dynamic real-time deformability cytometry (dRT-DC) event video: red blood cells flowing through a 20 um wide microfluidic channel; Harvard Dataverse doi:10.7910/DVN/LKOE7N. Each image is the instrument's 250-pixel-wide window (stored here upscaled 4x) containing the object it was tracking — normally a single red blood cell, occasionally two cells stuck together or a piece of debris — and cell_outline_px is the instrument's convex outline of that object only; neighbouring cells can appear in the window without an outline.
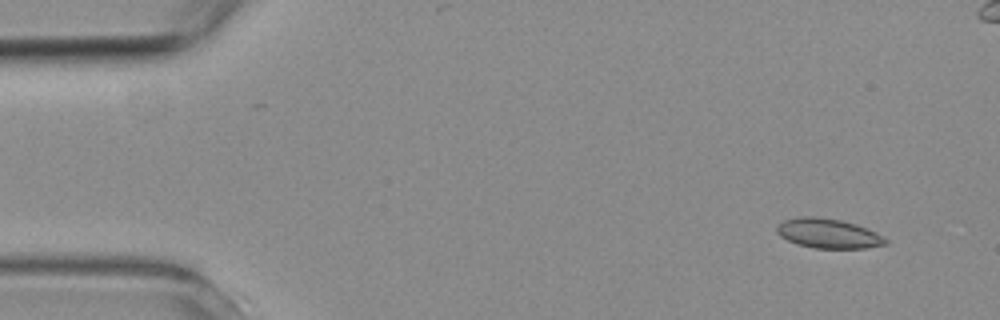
{"species": "common noctule bat (a hibernating species)", "species_latin": "Nyctalus noctula", "temperature_condition": "room temperature", "stored_images_in_passage": 7, "camera_frame_rate_fps": 3000, "um_per_image_px": 0.085, "animal": {"sex": "female", "body_mass_g": 19.3, "forearm_length_mm": 54.1}, "frame": {"image": 1, "passage_image": 1, "time_ms": 0.0, "image_size_px": [1000, 320], "cell_outline_px": [[888, 244], [864, 248], [816, 248], [796, 244], [780, 236], [776, 232], [776, 224], [784, 220], [800, 216], [816, 216], [840, 220], [856, 224], [876, 232], [888, 240]], "centroid_in_image_um": [70.38, 19.83], "position_along_channel_um": 14.6, "area_um2": 18.84}}
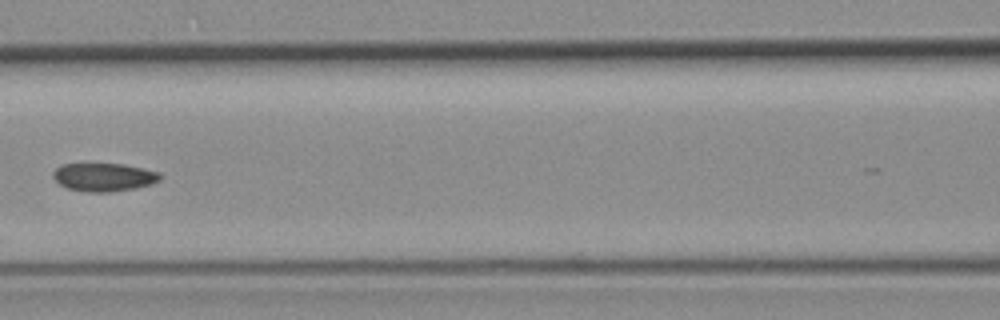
{"frame": {"image": 2, "passage_image": 6, "time_ms": 6.667, "image_size_px": [1000, 320], "cell_outline_px": [[164, 176], [160, 180], [152, 184], [136, 188], [112, 192], [88, 192], [68, 188], [60, 184], [52, 176], [52, 172], [60, 164], [124, 164], [144, 168], [160, 172]], "centroid_in_image_um": [8.88, 15.05], "position_along_channel_um": 157.7, "area_um2": 17.8}}
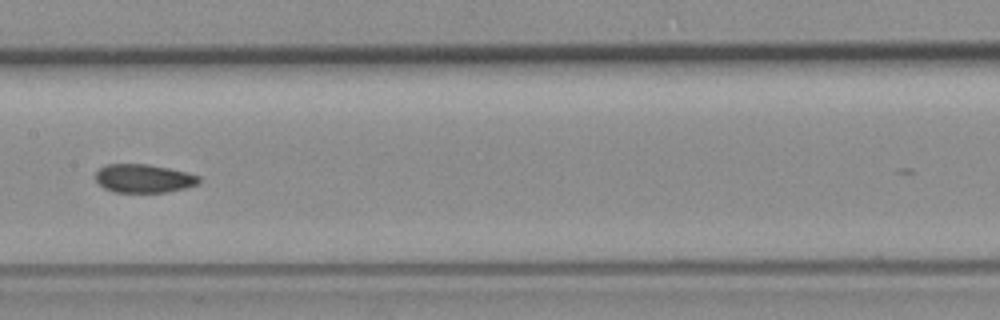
{"frame": {"image": 3, "passage_image": 7, "time_ms": 7.667, "image_size_px": [1000, 320], "cell_outline_px": [[200, 184], [184, 188], [164, 192], [112, 192], [104, 188], [96, 180], [96, 172], [104, 164], [148, 164], [188, 172], [200, 176]], "centroid_in_image_um": [12.22, 15.16], "position_along_channel_um": 195.2, "area_um2": 17.22}}